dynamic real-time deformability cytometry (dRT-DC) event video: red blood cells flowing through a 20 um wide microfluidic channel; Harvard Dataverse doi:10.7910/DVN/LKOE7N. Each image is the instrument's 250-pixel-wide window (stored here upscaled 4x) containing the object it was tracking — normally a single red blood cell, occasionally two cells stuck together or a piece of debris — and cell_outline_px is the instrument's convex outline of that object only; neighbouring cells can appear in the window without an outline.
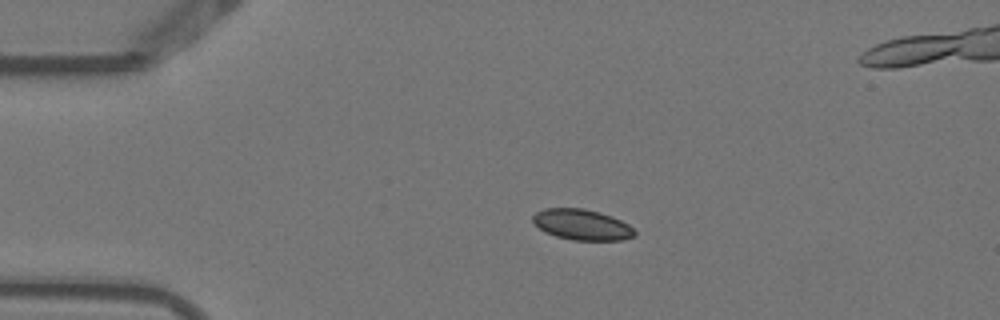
{"species": "Egyptian fruit bat (a non-hibernating species)", "species_latin": "Rousettus aegyptiacus", "temperature_condition": "warm", "stored_images_in_passage": 4, "camera_frame_rate_fps": 3000, "um_per_image_px": 0.085, "animal": {"sex": "female"}, "frame": {"image": 1, "passage_image": 3, "time_ms": 0.667, "image_size_px": [1000, 320], "cell_outline_px": [[636, 236], [624, 240], [572, 240], [556, 236], [544, 232], [532, 220], [532, 216], [536, 212], [544, 208], [584, 208], [600, 212], [612, 216], [628, 224], [636, 232]], "centroid_in_image_um": [49.48, 19.09], "position_along_channel_um": 35.5, "area_um2": 18.32}}